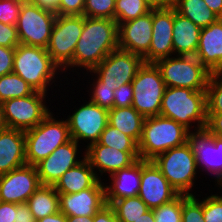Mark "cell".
I'll return each instance as SVG.
<instances>
[{
	"instance_id": "816d5d0a",
	"label": "cell",
	"mask_w": 222,
	"mask_h": 222,
	"mask_svg": "<svg viewBox=\"0 0 222 222\" xmlns=\"http://www.w3.org/2000/svg\"><path fill=\"white\" fill-rule=\"evenodd\" d=\"M36 222H67V216L59 211L55 214L39 219Z\"/></svg>"
},
{
	"instance_id": "83f0119b",
	"label": "cell",
	"mask_w": 222,
	"mask_h": 222,
	"mask_svg": "<svg viewBox=\"0 0 222 222\" xmlns=\"http://www.w3.org/2000/svg\"><path fill=\"white\" fill-rule=\"evenodd\" d=\"M27 205L37 221L60 211L59 193L54 186L41 185L27 200Z\"/></svg>"
},
{
	"instance_id": "e0dca14e",
	"label": "cell",
	"mask_w": 222,
	"mask_h": 222,
	"mask_svg": "<svg viewBox=\"0 0 222 222\" xmlns=\"http://www.w3.org/2000/svg\"><path fill=\"white\" fill-rule=\"evenodd\" d=\"M174 8L152 9V41L144 63H155L174 54L173 49Z\"/></svg>"
},
{
	"instance_id": "1f68e13d",
	"label": "cell",
	"mask_w": 222,
	"mask_h": 222,
	"mask_svg": "<svg viewBox=\"0 0 222 222\" xmlns=\"http://www.w3.org/2000/svg\"><path fill=\"white\" fill-rule=\"evenodd\" d=\"M152 9L147 0H116L114 20L119 25L143 16Z\"/></svg>"
},
{
	"instance_id": "f5cc1de1",
	"label": "cell",
	"mask_w": 222,
	"mask_h": 222,
	"mask_svg": "<svg viewBox=\"0 0 222 222\" xmlns=\"http://www.w3.org/2000/svg\"><path fill=\"white\" fill-rule=\"evenodd\" d=\"M152 8H171L174 6L175 0H147Z\"/></svg>"
},
{
	"instance_id": "603a6c76",
	"label": "cell",
	"mask_w": 222,
	"mask_h": 222,
	"mask_svg": "<svg viewBox=\"0 0 222 222\" xmlns=\"http://www.w3.org/2000/svg\"><path fill=\"white\" fill-rule=\"evenodd\" d=\"M26 163L25 133L19 129L0 132V175Z\"/></svg>"
},
{
	"instance_id": "f35d334b",
	"label": "cell",
	"mask_w": 222,
	"mask_h": 222,
	"mask_svg": "<svg viewBox=\"0 0 222 222\" xmlns=\"http://www.w3.org/2000/svg\"><path fill=\"white\" fill-rule=\"evenodd\" d=\"M25 0H0V22L16 25Z\"/></svg>"
},
{
	"instance_id": "484cf974",
	"label": "cell",
	"mask_w": 222,
	"mask_h": 222,
	"mask_svg": "<svg viewBox=\"0 0 222 222\" xmlns=\"http://www.w3.org/2000/svg\"><path fill=\"white\" fill-rule=\"evenodd\" d=\"M88 160L83 161L67 170L54 185L58 193H77L91 188L101 177L95 173Z\"/></svg>"
},
{
	"instance_id": "4316f807",
	"label": "cell",
	"mask_w": 222,
	"mask_h": 222,
	"mask_svg": "<svg viewBox=\"0 0 222 222\" xmlns=\"http://www.w3.org/2000/svg\"><path fill=\"white\" fill-rule=\"evenodd\" d=\"M145 117L132 106L117 108L108 111V124L119 129L127 136L139 143Z\"/></svg>"
},
{
	"instance_id": "db71d44e",
	"label": "cell",
	"mask_w": 222,
	"mask_h": 222,
	"mask_svg": "<svg viewBox=\"0 0 222 222\" xmlns=\"http://www.w3.org/2000/svg\"><path fill=\"white\" fill-rule=\"evenodd\" d=\"M134 222H155V216L152 209H149L147 212L141 215Z\"/></svg>"
},
{
	"instance_id": "5b68a950",
	"label": "cell",
	"mask_w": 222,
	"mask_h": 222,
	"mask_svg": "<svg viewBox=\"0 0 222 222\" xmlns=\"http://www.w3.org/2000/svg\"><path fill=\"white\" fill-rule=\"evenodd\" d=\"M24 133L26 163L34 166L71 139L67 120H55L51 112L37 126Z\"/></svg>"
},
{
	"instance_id": "b9f144b4",
	"label": "cell",
	"mask_w": 222,
	"mask_h": 222,
	"mask_svg": "<svg viewBox=\"0 0 222 222\" xmlns=\"http://www.w3.org/2000/svg\"><path fill=\"white\" fill-rule=\"evenodd\" d=\"M20 44L16 25L0 22V46L15 48Z\"/></svg>"
},
{
	"instance_id": "277c9868",
	"label": "cell",
	"mask_w": 222,
	"mask_h": 222,
	"mask_svg": "<svg viewBox=\"0 0 222 222\" xmlns=\"http://www.w3.org/2000/svg\"><path fill=\"white\" fill-rule=\"evenodd\" d=\"M60 67L52 60L47 49L19 44L15 47L13 73L18 74L34 91L47 93V87Z\"/></svg>"
},
{
	"instance_id": "ac0fdd59",
	"label": "cell",
	"mask_w": 222,
	"mask_h": 222,
	"mask_svg": "<svg viewBox=\"0 0 222 222\" xmlns=\"http://www.w3.org/2000/svg\"><path fill=\"white\" fill-rule=\"evenodd\" d=\"M105 205V186L101 179L80 192L59 193L60 212L67 217L94 216Z\"/></svg>"
},
{
	"instance_id": "d6a6232c",
	"label": "cell",
	"mask_w": 222,
	"mask_h": 222,
	"mask_svg": "<svg viewBox=\"0 0 222 222\" xmlns=\"http://www.w3.org/2000/svg\"><path fill=\"white\" fill-rule=\"evenodd\" d=\"M101 145L120 151H139L138 143L119 129L107 125L98 141Z\"/></svg>"
},
{
	"instance_id": "bcb514c9",
	"label": "cell",
	"mask_w": 222,
	"mask_h": 222,
	"mask_svg": "<svg viewBox=\"0 0 222 222\" xmlns=\"http://www.w3.org/2000/svg\"><path fill=\"white\" fill-rule=\"evenodd\" d=\"M206 128L215 137L222 139V114H207Z\"/></svg>"
},
{
	"instance_id": "681fc988",
	"label": "cell",
	"mask_w": 222,
	"mask_h": 222,
	"mask_svg": "<svg viewBox=\"0 0 222 222\" xmlns=\"http://www.w3.org/2000/svg\"><path fill=\"white\" fill-rule=\"evenodd\" d=\"M15 222H36L33 214L30 212L27 203L17 204V217Z\"/></svg>"
},
{
	"instance_id": "7c38bea8",
	"label": "cell",
	"mask_w": 222,
	"mask_h": 222,
	"mask_svg": "<svg viewBox=\"0 0 222 222\" xmlns=\"http://www.w3.org/2000/svg\"><path fill=\"white\" fill-rule=\"evenodd\" d=\"M143 63L140 55L117 48L90 72L98 74L97 78L104 85L121 86L134 80Z\"/></svg>"
},
{
	"instance_id": "4fadbf2b",
	"label": "cell",
	"mask_w": 222,
	"mask_h": 222,
	"mask_svg": "<svg viewBox=\"0 0 222 222\" xmlns=\"http://www.w3.org/2000/svg\"><path fill=\"white\" fill-rule=\"evenodd\" d=\"M66 120L70 137L77 143L82 139L90 140L88 145H91L99 141L101 133L108 125V110L89 100Z\"/></svg>"
},
{
	"instance_id": "9f6ffc18",
	"label": "cell",
	"mask_w": 222,
	"mask_h": 222,
	"mask_svg": "<svg viewBox=\"0 0 222 222\" xmlns=\"http://www.w3.org/2000/svg\"><path fill=\"white\" fill-rule=\"evenodd\" d=\"M7 128L8 127H7V124L5 122L2 104L0 103V132L6 130Z\"/></svg>"
},
{
	"instance_id": "f546056e",
	"label": "cell",
	"mask_w": 222,
	"mask_h": 222,
	"mask_svg": "<svg viewBox=\"0 0 222 222\" xmlns=\"http://www.w3.org/2000/svg\"><path fill=\"white\" fill-rule=\"evenodd\" d=\"M109 204L120 222H134L142 214L149 210L148 206L139 196L126 197L116 201H106Z\"/></svg>"
},
{
	"instance_id": "60d3db41",
	"label": "cell",
	"mask_w": 222,
	"mask_h": 222,
	"mask_svg": "<svg viewBox=\"0 0 222 222\" xmlns=\"http://www.w3.org/2000/svg\"><path fill=\"white\" fill-rule=\"evenodd\" d=\"M113 94H114L113 107L122 108V107L132 106L133 94H134L132 83L117 86Z\"/></svg>"
},
{
	"instance_id": "5bb4252c",
	"label": "cell",
	"mask_w": 222,
	"mask_h": 222,
	"mask_svg": "<svg viewBox=\"0 0 222 222\" xmlns=\"http://www.w3.org/2000/svg\"><path fill=\"white\" fill-rule=\"evenodd\" d=\"M41 185L36 166L25 164L0 175V201L27 203Z\"/></svg>"
},
{
	"instance_id": "7bdbcfd3",
	"label": "cell",
	"mask_w": 222,
	"mask_h": 222,
	"mask_svg": "<svg viewBox=\"0 0 222 222\" xmlns=\"http://www.w3.org/2000/svg\"><path fill=\"white\" fill-rule=\"evenodd\" d=\"M85 0H60L59 15H83Z\"/></svg>"
},
{
	"instance_id": "d4e9b609",
	"label": "cell",
	"mask_w": 222,
	"mask_h": 222,
	"mask_svg": "<svg viewBox=\"0 0 222 222\" xmlns=\"http://www.w3.org/2000/svg\"><path fill=\"white\" fill-rule=\"evenodd\" d=\"M201 28L174 9L173 49L177 55L195 56Z\"/></svg>"
},
{
	"instance_id": "d6986e66",
	"label": "cell",
	"mask_w": 222,
	"mask_h": 222,
	"mask_svg": "<svg viewBox=\"0 0 222 222\" xmlns=\"http://www.w3.org/2000/svg\"><path fill=\"white\" fill-rule=\"evenodd\" d=\"M78 147L71 138L35 165L42 185L54 186L67 170L83 161L76 159Z\"/></svg>"
},
{
	"instance_id": "9c48e42d",
	"label": "cell",
	"mask_w": 222,
	"mask_h": 222,
	"mask_svg": "<svg viewBox=\"0 0 222 222\" xmlns=\"http://www.w3.org/2000/svg\"><path fill=\"white\" fill-rule=\"evenodd\" d=\"M83 15H57L47 46L52 60L66 70L73 61L74 51L82 34Z\"/></svg>"
},
{
	"instance_id": "ffe728a7",
	"label": "cell",
	"mask_w": 222,
	"mask_h": 222,
	"mask_svg": "<svg viewBox=\"0 0 222 222\" xmlns=\"http://www.w3.org/2000/svg\"><path fill=\"white\" fill-rule=\"evenodd\" d=\"M152 41V10L143 16L118 25V46L120 49L140 55L149 52Z\"/></svg>"
},
{
	"instance_id": "4dcf8cb0",
	"label": "cell",
	"mask_w": 222,
	"mask_h": 222,
	"mask_svg": "<svg viewBox=\"0 0 222 222\" xmlns=\"http://www.w3.org/2000/svg\"><path fill=\"white\" fill-rule=\"evenodd\" d=\"M34 89L18 74L8 73L0 77V103L12 98L31 95Z\"/></svg>"
},
{
	"instance_id": "f1b7e54d",
	"label": "cell",
	"mask_w": 222,
	"mask_h": 222,
	"mask_svg": "<svg viewBox=\"0 0 222 222\" xmlns=\"http://www.w3.org/2000/svg\"><path fill=\"white\" fill-rule=\"evenodd\" d=\"M173 8L200 28L207 27L219 19L204 0H175Z\"/></svg>"
},
{
	"instance_id": "c3c4849f",
	"label": "cell",
	"mask_w": 222,
	"mask_h": 222,
	"mask_svg": "<svg viewBox=\"0 0 222 222\" xmlns=\"http://www.w3.org/2000/svg\"><path fill=\"white\" fill-rule=\"evenodd\" d=\"M29 3L38 6L42 10L59 15L60 0H27Z\"/></svg>"
},
{
	"instance_id": "e575fe53",
	"label": "cell",
	"mask_w": 222,
	"mask_h": 222,
	"mask_svg": "<svg viewBox=\"0 0 222 222\" xmlns=\"http://www.w3.org/2000/svg\"><path fill=\"white\" fill-rule=\"evenodd\" d=\"M116 0H85L83 16L114 19Z\"/></svg>"
},
{
	"instance_id": "ba28073f",
	"label": "cell",
	"mask_w": 222,
	"mask_h": 222,
	"mask_svg": "<svg viewBox=\"0 0 222 222\" xmlns=\"http://www.w3.org/2000/svg\"><path fill=\"white\" fill-rule=\"evenodd\" d=\"M134 90L132 107L145 118L160 115L165 83L154 63H143L131 82Z\"/></svg>"
},
{
	"instance_id": "8fae6325",
	"label": "cell",
	"mask_w": 222,
	"mask_h": 222,
	"mask_svg": "<svg viewBox=\"0 0 222 222\" xmlns=\"http://www.w3.org/2000/svg\"><path fill=\"white\" fill-rule=\"evenodd\" d=\"M45 97V93L34 91L26 97L3 101L7 127L26 131L37 126L50 113L44 102Z\"/></svg>"
},
{
	"instance_id": "30bf717a",
	"label": "cell",
	"mask_w": 222,
	"mask_h": 222,
	"mask_svg": "<svg viewBox=\"0 0 222 222\" xmlns=\"http://www.w3.org/2000/svg\"><path fill=\"white\" fill-rule=\"evenodd\" d=\"M56 16L25 0L16 24L20 44L47 48Z\"/></svg>"
},
{
	"instance_id": "ee69618b",
	"label": "cell",
	"mask_w": 222,
	"mask_h": 222,
	"mask_svg": "<svg viewBox=\"0 0 222 222\" xmlns=\"http://www.w3.org/2000/svg\"><path fill=\"white\" fill-rule=\"evenodd\" d=\"M15 48L0 46V77L13 72Z\"/></svg>"
},
{
	"instance_id": "52a82bcc",
	"label": "cell",
	"mask_w": 222,
	"mask_h": 222,
	"mask_svg": "<svg viewBox=\"0 0 222 222\" xmlns=\"http://www.w3.org/2000/svg\"><path fill=\"white\" fill-rule=\"evenodd\" d=\"M152 161L180 194L193 195L189 191L193 187L198 167L187 142L157 155Z\"/></svg>"
},
{
	"instance_id": "7a4b0ae2",
	"label": "cell",
	"mask_w": 222,
	"mask_h": 222,
	"mask_svg": "<svg viewBox=\"0 0 222 222\" xmlns=\"http://www.w3.org/2000/svg\"><path fill=\"white\" fill-rule=\"evenodd\" d=\"M160 115L170 118L190 130L191 122L197 121V128L206 127L207 95L206 90H192L181 87H166ZM191 126V127H190Z\"/></svg>"
},
{
	"instance_id": "7dc6e473",
	"label": "cell",
	"mask_w": 222,
	"mask_h": 222,
	"mask_svg": "<svg viewBox=\"0 0 222 222\" xmlns=\"http://www.w3.org/2000/svg\"><path fill=\"white\" fill-rule=\"evenodd\" d=\"M94 222H120L116 217L113 208L106 204L95 215Z\"/></svg>"
},
{
	"instance_id": "9a60e30c",
	"label": "cell",
	"mask_w": 222,
	"mask_h": 222,
	"mask_svg": "<svg viewBox=\"0 0 222 222\" xmlns=\"http://www.w3.org/2000/svg\"><path fill=\"white\" fill-rule=\"evenodd\" d=\"M174 189L152 160L141 159V183L138 196L149 209H155L176 199Z\"/></svg>"
},
{
	"instance_id": "cb8c5ba5",
	"label": "cell",
	"mask_w": 222,
	"mask_h": 222,
	"mask_svg": "<svg viewBox=\"0 0 222 222\" xmlns=\"http://www.w3.org/2000/svg\"><path fill=\"white\" fill-rule=\"evenodd\" d=\"M110 176L112 185H105V201L138 196L141 183V159Z\"/></svg>"
},
{
	"instance_id": "836d02e7",
	"label": "cell",
	"mask_w": 222,
	"mask_h": 222,
	"mask_svg": "<svg viewBox=\"0 0 222 222\" xmlns=\"http://www.w3.org/2000/svg\"><path fill=\"white\" fill-rule=\"evenodd\" d=\"M206 95L207 114H222V72L211 73Z\"/></svg>"
},
{
	"instance_id": "6f0895ef",
	"label": "cell",
	"mask_w": 222,
	"mask_h": 222,
	"mask_svg": "<svg viewBox=\"0 0 222 222\" xmlns=\"http://www.w3.org/2000/svg\"><path fill=\"white\" fill-rule=\"evenodd\" d=\"M218 185L222 187V180L217 182ZM222 199V196H219Z\"/></svg>"
},
{
	"instance_id": "44dd1931",
	"label": "cell",
	"mask_w": 222,
	"mask_h": 222,
	"mask_svg": "<svg viewBox=\"0 0 222 222\" xmlns=\"http://www.w3.org/2000/svg\"><path fill=\"white\" fill-rule=\"evenodd\" d=\"M84 156L93 169H99L101 176L104 172L112 175L140 159L139 151H120L101 145L99 142L88 145Z\"/></svg>"
},
{
	"instance_id": "7402d4cb",
	"label": "cell",
	"mask_w": 222,
	"mask_h": 222,
	"mask_svg": "<svg viewBox=\"0 0 222 222\" xmlns=\"http://www.w3.org/2000/svg\"><path fill=\"white\" fill-rule=\"evenodd\" d=\"M195 57L211 72H222V18L201 28Z\"/></svg>"
},
{
	"instance_id": "f907efd6",
	"label": "cell",
	"mask_w": 222,
	"mask_h": 222,
	"mask_svg": "<svg viewBox=\"0 0 222 222\" xmlns=\"http://www.w3.org/2000/svg\"><path fill=\"white\" fill-rule=\"evenodd\" d=\"M204 2L219 18H222V0H204Z\"/></svg>"
},
{
	"instance_id": "74e56055",
	"label": "cell",
	"mask_w": 222,
	"mask_h": 222,
	"mask_svg": "<svg viewBox=\"0 0 222 222\" xmlns=\"http://www.w3.org/2000/svg\"><path fill=\"white\" fill-rule=\"evenodd\" d=\"M92 90L91 102L99 105L101 108L107 109L108 111L113 108L114 102V90L117 86L104 85L98 78L96 84Z\"/></svg>"
},
{
	"instance_id": "11a10c76",
	"label": "cell",
	"mask_w": 222,
	"mask_h": 222,
	"mask_svg": "<svg viewBox=\"0 0 222 222\" xmlns=\"http://www.w3.org/2000/svg\"><path fill=\"white\" fill-rule=\"evenodd\" d=\"M67 222H94V216H72L67 217Z\"/></svg>"
},
{
	"instance_id": "6da1fadb",
	"label": "cell",
	"mask_w": 222,
	"mask_h": 222,
	"mask_svg": "<svg viewBox=\"0 0 222 222\" xmlns=\"http://www.w3.org/2000/svg\"><path fill=\"white\" fill-rule=\"evenodd\" d=\"M118 46V24L114 19L84 16V26L77 42L73 61L67 68L84 67L92 71Z\"/></svg>"
},
{
	"instance_id": "8d00e7d4",
	"label": "cell",
	"mask_w": 222,
	"mask_h": 222,
	"mask_svg": "<svg viewBox=\"0 0 222 222\" xmlns=\"http://www.w3.org/2000/svg\"><path fill=\"white\" fill-rule=\"evenodd\" d=\"M181 222H205L203 216V201L193 195L182 194Z\"/></svg>"
},
{
	"instance_id": "f6af8a7d",
	"label": "cell",
	"mask_w": 222,
	"mask_h": 222,
	"mask_svg": "<svg viewBox=\"0 0 222 222\" xmlns=\"http://www.w3.org/2000/svg\"><path fill=\"white\" fill-rule=\"evenodd\" d=\"M17 204L0 201V222H15Z\"/></svg>"
},
{
	"instance_id": "ab89813d",
	"label": "cell",
	"mask_w": 222,
	"mask_h": 222,
	"mask_svg": "<svg viewBox=\"0 0 222 222\" xmlns=\"http://www.w3.org/2000/svg\"><path fill=\"white\" fill-rule=\"evenodd\" d=\"M203 216L205 222H222V199L212 195L203 200Z\"/></svg>"
},
{
	"instance_id": "8992f818",
	"label": "cell",
	"mask_w": 222,
	"mask_h": 222,
	"mask_svg": "<svg viewBox=\"0 0 222 222\" xmlns=\"http://www.w3.org/2000/svg\"><path fill=\"white\" fill-rule=\"evenodd\" d=\"M160 70L166 87L206 90L211 72L195 57L169 56L154 63Z\"/></svg>"
},
{
	"instance_id": "3957f363",
	"label": "cell",
	"mask_w": 222,
	"mask_h": 222,
	"mask_svg": "<svg viewBox=\"0 0 222 222\" xmlns=\"http://www.w3.org/2000/svg\"><path fill=\"white\" fill-rule=\"evenodd\" d=\"M188 131L170 118L161 115L146 117L138 143L140 159L153 160L157 155L185 144Z\"/></svg>"
},
{
	"instance_id": "d590c367",
	"label": "cell",
	"mask_w": 222,
	"mask_h": 222,
	"mask_svg": "<svg viewBox=\"0 0 222 222\" xmlns=\"http://www.w3.org/2000/svg\"><path fill=\"white\" fill-rule=\"evenodd\" d=\"M155 222H181L182 194L173 201L152 209Z\"/></svg>"
},
{
	"instance_id": "2e32d148",
	"label": "cell",
	"mask_w": 222,
	"mask_h": 222,
	"mask_svg": "<svg viewBox=\"0 0 222 222\" xmlns=\"http://www.w3.org/2000/svg\"><path fill=\"white\" fill-rule=\"evenodd\" d=\"M188 131L187 143L190 145L196 164L222 180V139L215 137L206 127Z\"/></svg>"
}]
</instances>
